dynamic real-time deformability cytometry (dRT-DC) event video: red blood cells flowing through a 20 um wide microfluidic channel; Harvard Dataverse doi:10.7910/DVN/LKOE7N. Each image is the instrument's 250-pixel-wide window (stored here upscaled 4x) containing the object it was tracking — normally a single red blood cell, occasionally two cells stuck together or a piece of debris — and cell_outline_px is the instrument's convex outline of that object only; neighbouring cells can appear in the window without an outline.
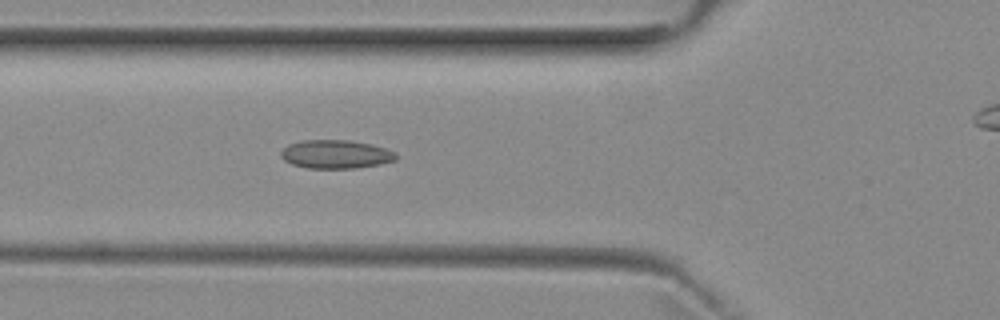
{"species": "common noctule bat (a hibernating species)", "species_latin": "Nyctalus noctula", "temperature_condition": "room temperature", "stored_images_in_passage": 35, "camera_frame_rate_fps": 3000, "um_per_image_px": 0.085, "animal": {"sex": "female", "body_mass_g": 29.2, "forearm_length_mm": 56.3}, "frame": {"image": 1, "passage_image": 8, "time_ms": 2.333, "image_size_px": [1000, 320], "cell_outline_px": [[396, 160], [380, 164], [356, 168], [308, 168], [292, 164], [284, 160], [280, 156], [280, 152], [288, 144], [300, 140], [348, 140], [372, 144], [396, 152]], "centroid_in_image_um": [28.52, 13.1], "position_along_channel_um": 97.3, "area_um2": 19.19}}
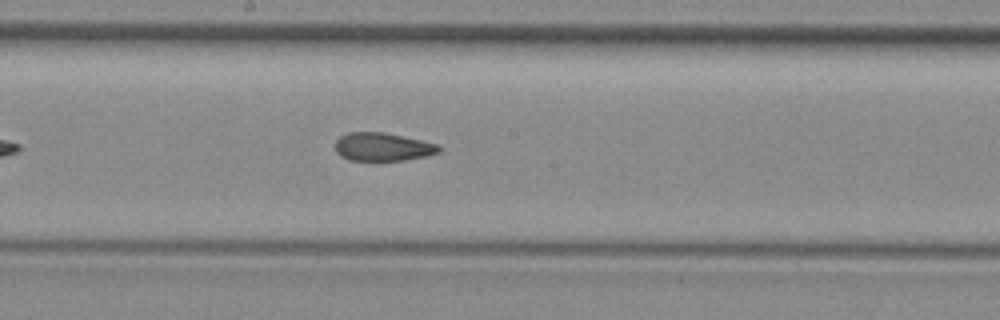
{"frame": {"image": 2, "passage_image": 17, "time_ms": 5.333, "image_size_px": [1000, 320], "cell_outline_px": [[440, 152], [428, 156], [404, 160], [348, 160], [340, 156], [336, 152], [336, 140], [340, 136], [348, 132], [384, 132], [420, 140], [436, 144], [440, 148]], "centroid_in_image_um": [32.5, 12.48], "position_along_channel_um": 215.7, "area_um2": 16.99}}
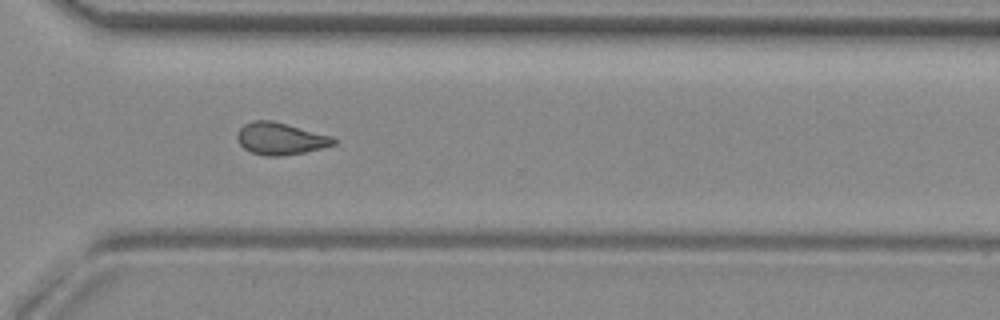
{"frame": {"image": 3, "passage_image": 27, "time_ms": 8.667, "image_size_px": [1000, 320], "cell_outline_px": [[336, 144], [304, 152], [280, 156], [264, 156], [252, 152], [244, 148], [240, 144], [236, 136], [236, 132], [244, 124], [252, 120], [272, 120], [332, 136], [336, 140]], "centroid_in_image_um": [23.81, 11.77], "position_along_channel_um": 346.8, "area_um2": 17.98}}